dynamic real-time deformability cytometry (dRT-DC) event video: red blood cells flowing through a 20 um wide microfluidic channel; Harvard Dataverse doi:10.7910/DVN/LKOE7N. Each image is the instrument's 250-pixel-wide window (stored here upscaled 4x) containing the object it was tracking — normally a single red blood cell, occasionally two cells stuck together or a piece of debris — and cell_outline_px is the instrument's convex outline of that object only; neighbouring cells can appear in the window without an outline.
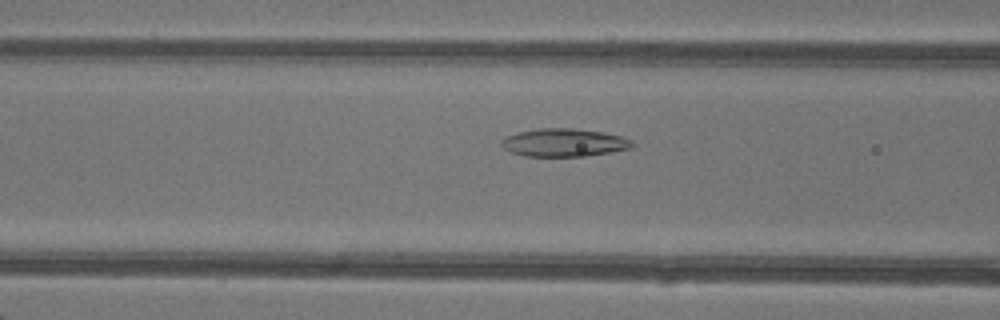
{"species": "common noctule bat (a hibernating species)", "species_latin": "Nyctalus noctula", "temperature_condition": "warm", "stored_images_in_passage": 49, "camera_frame_rate_fps": 3000, "um_per_image_px": 0.085, "animal": {"sex": "female"}, "frame": {"image": 1, "passage_image": 21, "time_ms": 6.667, "image_size_px": [1000, 320], "cell_outline_px": [[636, 144], [632, 148], [612, 152], [584, 156], [524, 156], [512, 152], [504, 148], [500, 144], [500, 140], [516, 132], [536, 128], [572, 128], [604, 132], [620, 136], [632, 140]], "centroid_in_image_um": [47.95, 12.11], "position_along_channel_um": 118.6, "area_um2": 21.5}}
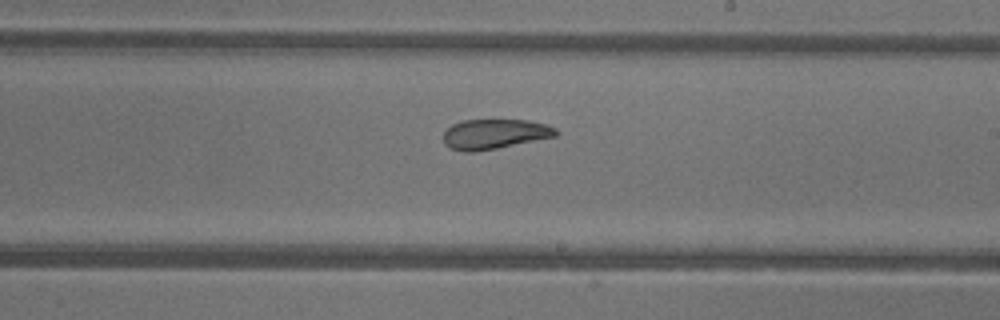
{"frame": {"image": 2, "passage_image": 30, "time_ms": 9.667, "image_size_px": [1000, 320], "cell_outline_px": [[560, 132], [556, 136], [496, 148], [472, 152], [464, 152], [448, 148], [444, 144], [444, 132], [452, 124], [464, 120], [528, 120], [544, 124], [556, 128]], "centroid_in_image_um": [42.02, 11.39], "position_along_channel_um": 247.0, "area_um2": 19.54}}
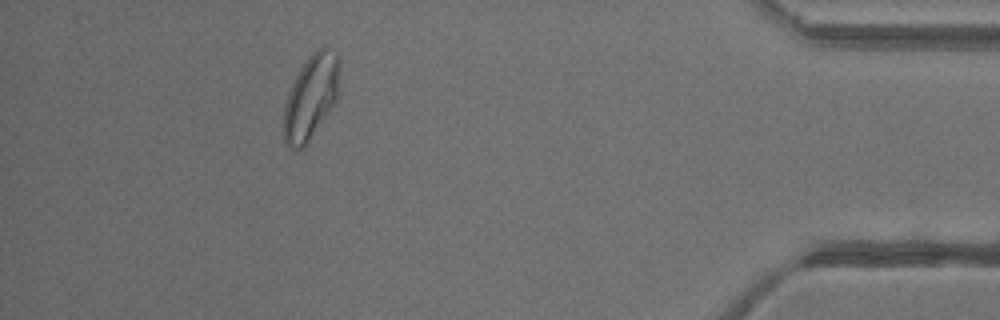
{"frame": {"image": 3, "passage_image": 45, "time_ms": 14.667, "image_size_px": [1000, 320], "cell_outline_px": [[340, 72], [336, 100], [304, 148], [296, 152], [284, 140], [284, 104], [288, 92], [300, 68], [308, 56], [316, 48], [324, 44], [336, 52], [340, 60]], "centroid_in_image_um": [26.44, 8.19], "position_along_channel_um": 408.8, "area_um2": 27.69}, "authors_computed_cell_mechanics": {"area_um2": 24.1604, "velocity_mm_per_s": 4.2839, "shape_relaxation_time_tau1_ms": 9.3378, "shape_relaxation_time_tau2_ms": 3.348, "deformation_change_tau1": 0.2269, "deformation_change_tau2": 0.0512}}